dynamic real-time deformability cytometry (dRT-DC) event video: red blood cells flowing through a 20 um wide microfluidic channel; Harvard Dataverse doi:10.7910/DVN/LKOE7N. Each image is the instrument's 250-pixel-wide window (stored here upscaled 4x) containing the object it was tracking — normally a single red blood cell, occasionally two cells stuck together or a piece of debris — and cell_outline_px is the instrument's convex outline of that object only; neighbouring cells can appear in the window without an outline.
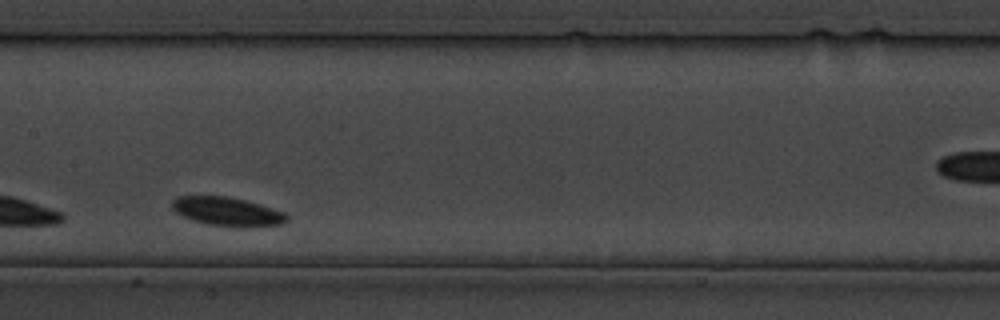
{"species": "common noctule bat (a hibernating species)", "species_latin": "Nyctalus noctula", "temperature_condition": "cold", "stored_images_in_passage": 18, "camera_frame_rate_fps": 3000, "um_per_image_px": 0.085, "animal": {"sex": "male", "body_mass_g": 19.5, "forearm_length_mm": 54.6}, "frame": {"image": 1, "passage_image": 16, "time_ms": 18.0, "image_size_px": [1000, 320], "cell_outline_px": [[288, 220], [284, 224], [248, 228], [236, 228], [204, 224], [192, 220], [176, 212], [172, 208], [172, 200], [180, 196], [228, 196], [260, 204], [284, 212], [288, 216]], "centroid_in_image_um": [19.36, 18.01], "position_along_channel_um": 188.0, "area_um2": 19.59}}